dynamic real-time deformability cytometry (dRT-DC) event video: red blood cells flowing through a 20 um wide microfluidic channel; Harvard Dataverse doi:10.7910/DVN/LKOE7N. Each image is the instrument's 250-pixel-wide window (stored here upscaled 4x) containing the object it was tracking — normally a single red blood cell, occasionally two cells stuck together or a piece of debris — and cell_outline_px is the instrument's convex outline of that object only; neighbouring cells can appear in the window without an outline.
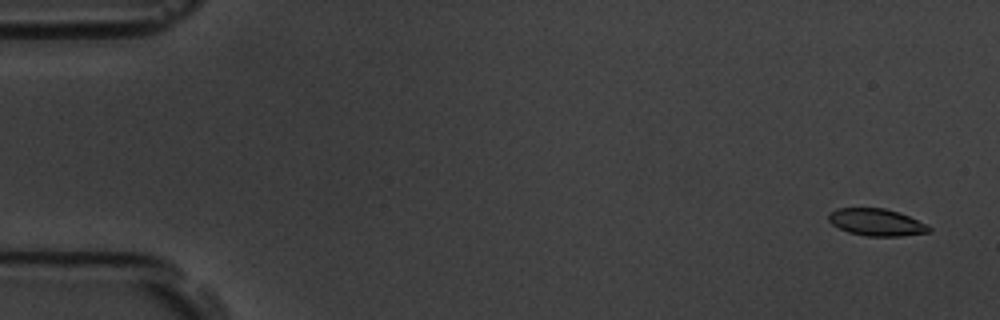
{"species": "common noctule bat (a hibernating species)", "species_latin": "Nyctalus noctula", "temperature_condition": "room temperature", "stored_images_in_passage": 5, "camera_frame_rate_fps": 3000, "um_per_image_px": 0.085, "animal": {"sex": "male", "body_mass_g": 19.5, "forearm_length_mm": 54.6}, "frame": {"image": 1, "passage_image": 1, "time_ms": 0.0, "image_size_px": [1000, 320], "cell_outline_px": [[932, 228], [928, 232], [900, 236], [868, 236], [848, 232], [832, 224], [828, 220], [828, 212], [836, 208], [884, 208], [908, 216], [928, 224]], "centroid_in_image_um": [74.47, 18.89], "position_along_channel_um": 10.5, "area_um2": 15.78}}
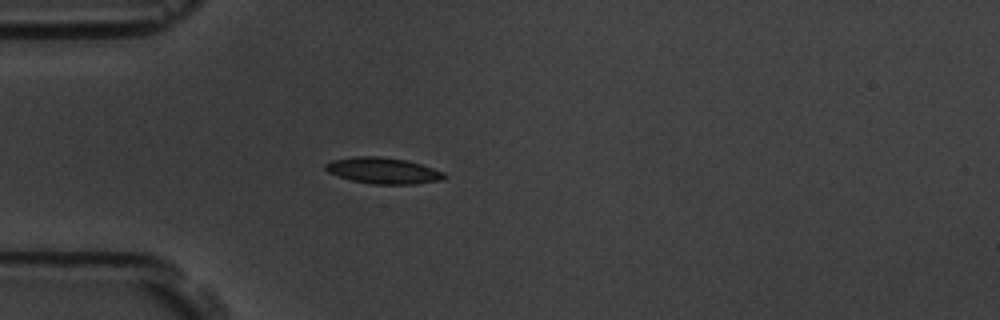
{"frame": {"image": 2, "passage_image": 5, "time_ms": 1.333, "image_size_px": [1000, 320], "cell_outline_px": [[448, 176], [444, 180], [416, 184], [372, 184], [352, 180], [328, 172], [324, 168], [324, 164], [332, 160], [356, 156], [380, 156], [404, 160], [420, 164], [444, 172]], "centroid_in_image_um": [32.59, 14.51], "position_along_channel_um": 52.4, "area_um2": 18.09}}